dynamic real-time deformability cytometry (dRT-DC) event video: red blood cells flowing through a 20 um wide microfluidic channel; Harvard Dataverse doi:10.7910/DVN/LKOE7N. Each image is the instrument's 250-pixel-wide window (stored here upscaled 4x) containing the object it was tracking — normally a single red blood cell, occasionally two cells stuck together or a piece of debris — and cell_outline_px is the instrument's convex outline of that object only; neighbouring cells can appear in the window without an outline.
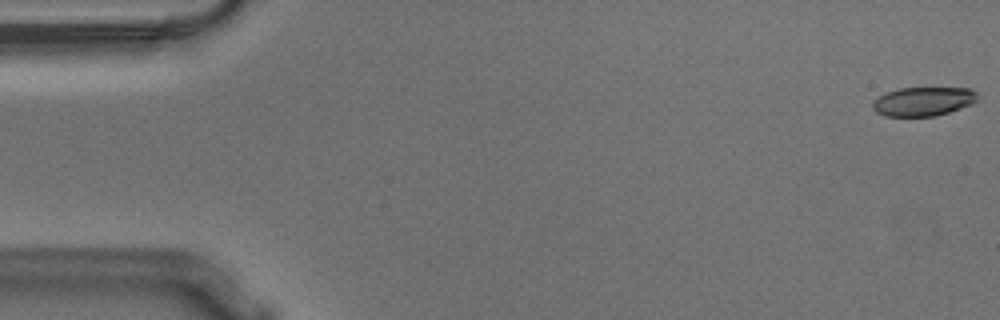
{"species": "Egyptian fruit bat (a non-hibernating species)", "species_latin": "Rousettus aegyptiacus", "temperature_condition": "warm", "stored_images_in_passage": 56, "camera_frame_rate_fps": 3000, "um_per_image_px": 0.085, "animal": {"sex": "male"}, "frame": {"image": 1, "passage_image": 1, "time_ms": 0.0, "image_size_px": [1000, 320], "cell_outline_px": [[976, 100], [972, 104], [936, 116], [884, 116], [876, 112], [872, 108], [872, 104], [880, 96], [888, 92], [900, 88], [972, 88], [976, 92]], "centroid_in_image_um": [78.48, 8.62], "position_along_channel_um": 6.5, "area_um2": 17.51}}
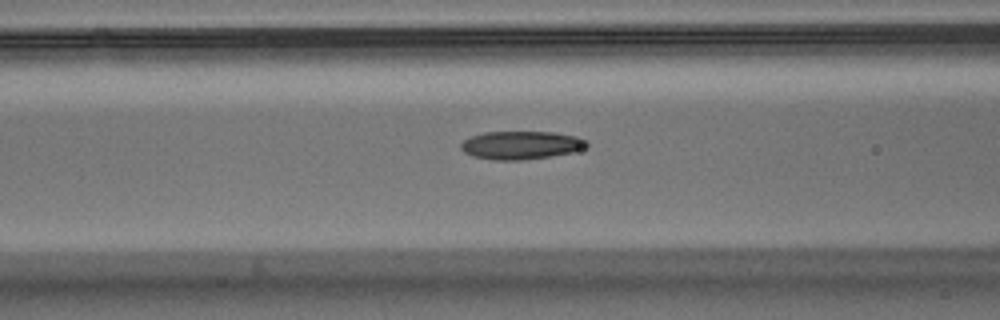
{"frame": {"image": 2, "passage_image": 22, "time_ms": 7.0, "image_size_px": [1000, 320], "cell_outline_px": [[588, 144], [584, 148], [572, 152], [552, 156], [520, 160], [496, 160], [472, 156], [464, 152], [460, 148], [460, 144], [468, 136], [484, 132], [556, 132], [576, 136], [588, 140]], "centroid_in_image_um": [44.27, 12.33], "position_along_channel_um": 122.3, "area_um2": 20.81}}
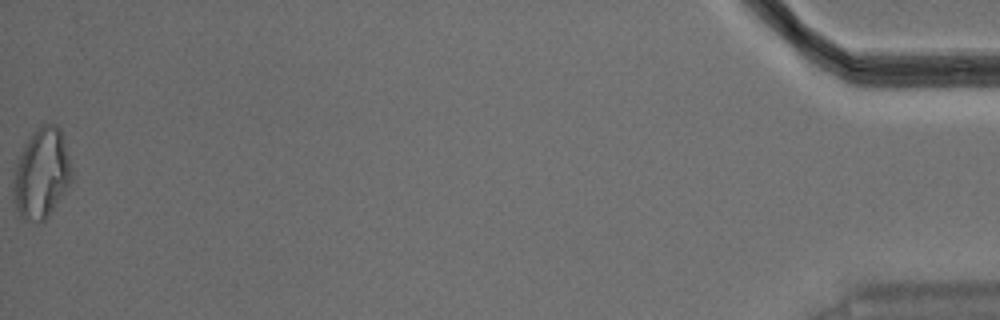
{"frame": {"image": 3, "passage_image": 56, "time_ms": 18.333, "image_size_px": [1000, 320], "cell_outline_px": [[72, 180], [48, 216], [44, 220], [36, 224], [24, 220], [20, 216], [16, 208], [12, 196], [12, 192], [16, 160], [32, 132], [40, 124], [56, 124], [60, 128], [64, 136], [72, 168]], "centroid_in_image_um": [3.52, 14.74], "position_along_channel_um": 431.7, "area_um2": 31.04}, "authors_computed_cell_mechanics": {"area_um2": 20.6057, "velocity_mm_per_s": 3.6253, "shape_relaxation_time_tau1_ms": null, "shape_relaxation_time_tau2_ms": 2.6215, "deformation_change_tau1": null, "deformation_change_tau2": 0.0882}}